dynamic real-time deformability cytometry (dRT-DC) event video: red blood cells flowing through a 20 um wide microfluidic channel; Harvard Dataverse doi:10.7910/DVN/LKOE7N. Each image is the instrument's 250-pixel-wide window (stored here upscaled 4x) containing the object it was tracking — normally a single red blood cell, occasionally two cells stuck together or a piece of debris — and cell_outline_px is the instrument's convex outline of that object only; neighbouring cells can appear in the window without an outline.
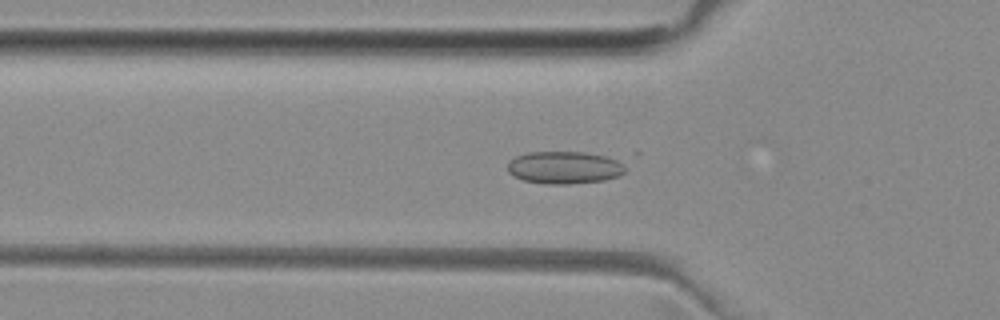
{"species": "common noctule bat (a hibernating species)", "species_latin": "Nyctalus noctula", "temperature_condition": "room temperature", "stored_images_in_passage": 51, "camera_frame_rate_fps": 3000, "um_per_image_px": 0.085, "animal": {"sex": "female", "body_mass_g": 29.2, "forearm_length_mm": 56.3}, "frame": {"image": 1, "passage_image": 16, "time_ms": 5.0, "image_size_px": [1000, 320], "cell_outline_px": [[640, 152], [624, 172], [620, 176], [604, 180], [568, 184], [544, 184], [524, 180], [512, 176], [508, 172], [508, 160], [516, 156], [528, 152]], "centroid_in_image_um": [48.42, 14.15], "position_along_channel_um": 77.4, "area_um2": 24.85}}
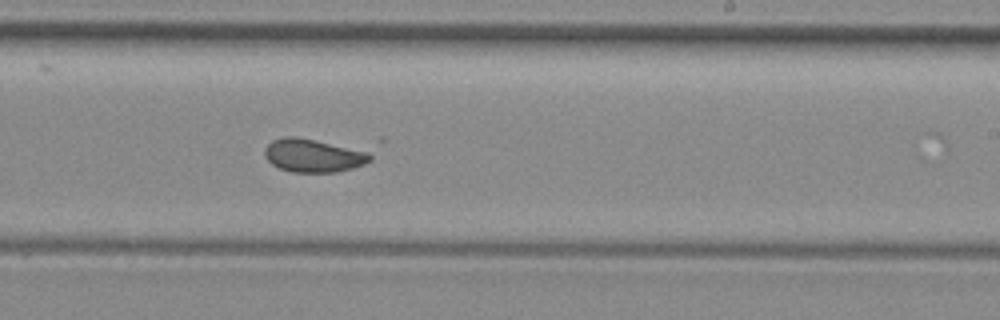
{"frame": {"image": 2, "passage_image": 30, "time_ms": 9.667, "image_size_px": [1000, 320], "cell_outline_px": [[372, 160], [364, 164], [352, 168], [336, 172], [292, 172], [280, 168], [272, 164], [264, 156], [264, 148], [272, 140], [284, 136], [296, 136], [372, 148]], "centroid_in_image_um": [26.77, 13.17], "position_along_channel_um": 262.2, "area_um2": 21.62}}
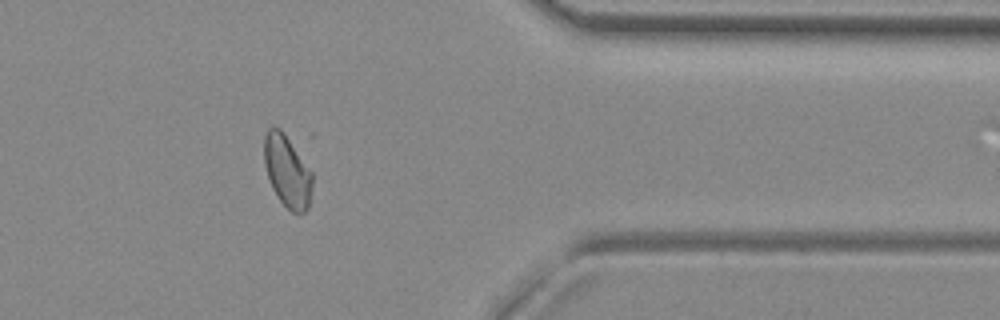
{"frame": {"image": 3, "passage_image": 41, "time_ms": 13.333, "image_size_px": [1000, 320], "cell_outline_px": [[312, 188], [308, 208], [304, 212], [292, 212], [280, 200], [272, 188], [264, 164], [264, 136], [268, 128], [272, 124], [280, 128], [312, 172]], "centroid_in_image_um": [24.39, 14.53], "position_along_channel_um": 387.0, "area_um2": 20.0}}